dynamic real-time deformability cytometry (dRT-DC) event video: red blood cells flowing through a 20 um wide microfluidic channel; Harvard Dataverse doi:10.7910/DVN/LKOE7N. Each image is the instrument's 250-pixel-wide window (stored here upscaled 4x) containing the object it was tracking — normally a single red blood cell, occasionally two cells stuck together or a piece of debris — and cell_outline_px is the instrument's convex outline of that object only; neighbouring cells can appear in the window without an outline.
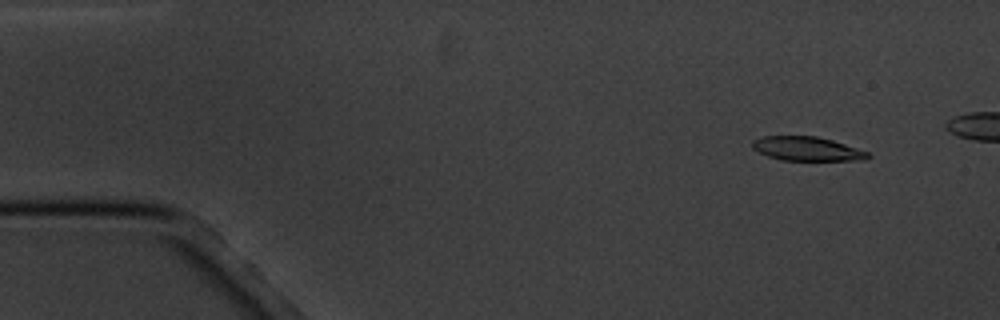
{"species": "common noctule bat (a hibernating species)", "species_latin": "Nyctalus noctula", "temperature_condition": "cold", "stored_images_in_passage": 4, "camera_frame_rate_fps": 3000, "um_per_image_px": 0.085, "animal": {"sex": "male", "body_mass_g": 20.1, "forearm_length_mm": 53.5}, "frame": {"image": 1, "passage_image": 1, "time_ms": 0.0, "image_size_px": [1000, 320], "cell_outline_px": [[872, 156], [864, 160], [784, 160], [768, 156], [752, 148], [752, 140], [764, 136], [816, 136], [832, 140], [868, 152]], "centroid_in_image_um": [68.59, 12.64], "position_along_channel_um": 16.4, "area_um2": 16.01}}
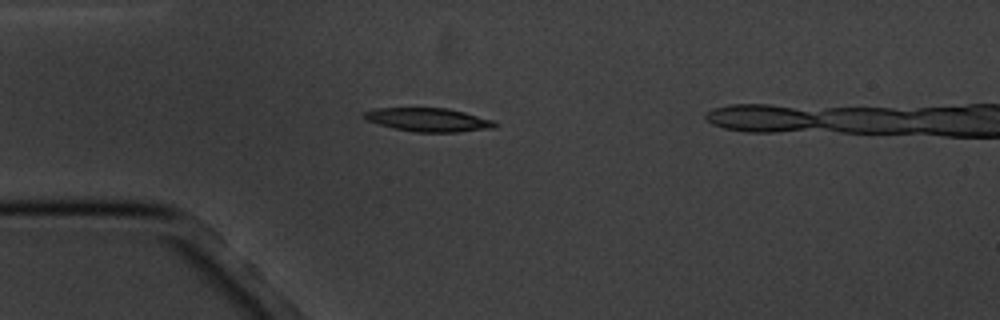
{"frame": {"image": 2, "passage_image": 4, "time_ms": 3.333, "image_size_px": [1000, 320], "cell_outline_px": [[500, 124], [496, 128], [456, 132], [416, 132], [396, 128], [380, 124], [368, 120], [364, 116], [364, 112], [376, 108], [448, 108], [464, 112], [492, 120]], "centroid_in_image_um": [36.49, 10.18], "position_along_channel_um": 48.5, "area_um2": 17.74}}